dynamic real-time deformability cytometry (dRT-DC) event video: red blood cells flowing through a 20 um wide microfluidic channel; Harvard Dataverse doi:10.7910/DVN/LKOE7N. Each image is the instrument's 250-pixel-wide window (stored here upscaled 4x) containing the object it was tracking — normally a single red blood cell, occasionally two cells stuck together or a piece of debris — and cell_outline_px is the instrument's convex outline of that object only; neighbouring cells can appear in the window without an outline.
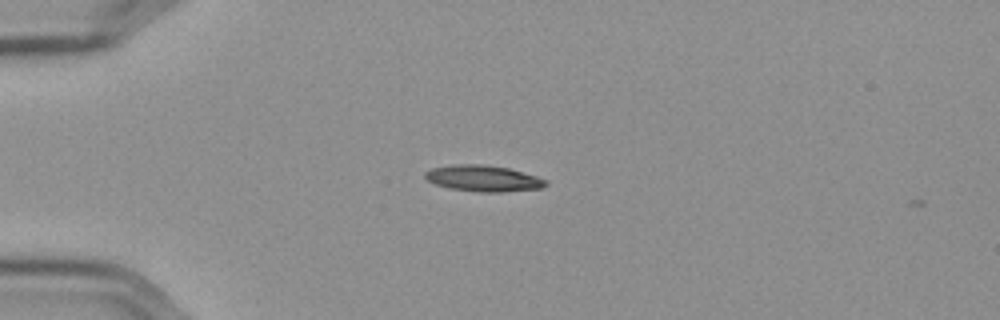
{"species": "Egyptian fruit bat (a non-hibernating species)", "species_latin": "Rousettus aegyptiacus", "temperature_condition": "cold", "stored_images_in_passage": 2, "camera_frame_rate_fps": 3000, "um_per_image_px": 0.085, "frame": {"image": 1, "passage_image": 1, "time_ms": 0.0, "image_size_px": [1000, 320], "cell_outline_px": [[548, 184], [540, 188], [504, 192], [480, 192], [448, 188], [436, 184], [428, 180], [424, 176], [424, 172], [432, 168], [456, 164], [480, 164], [508, 168], [536, 176], [548, 180]], "centroid_in_image_um": [41.08, 15.16], "position_along_channel_um": 43.9, "area_um2": 18.32}}